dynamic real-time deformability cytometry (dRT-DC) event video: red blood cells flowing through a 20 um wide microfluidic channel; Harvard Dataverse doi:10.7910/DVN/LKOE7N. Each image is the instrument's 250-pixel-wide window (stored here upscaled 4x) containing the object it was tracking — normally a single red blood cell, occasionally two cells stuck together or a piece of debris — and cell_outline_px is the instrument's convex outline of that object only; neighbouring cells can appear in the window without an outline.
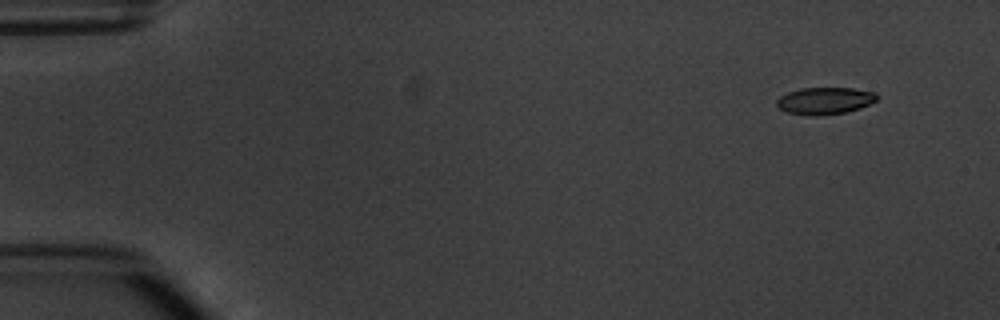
{"species": "common noctule bat (a hibernating species)", "species_latin": "Nyctalus noctula", "temperature_condition": "warm", "stored_images_in_passage": 6, "camera_frame_rate_fps": 3000, "um_per_image_px": 0.085, "animal": {"sex": "male", "body_mass_g": 20.1, "forearm_length_mm": 53.5}, "frame": {"image": 1, "passage_image": 1, "time_ms": 0.0, "image_size_px": [1000, 320], "cell_outline_px": [[880, 96], [876, 100], [860, 108], [844, 112], [816, 116], [812, 116], [788, 112], [780, 108], [776, 104], [776, 100], [780, 96], [788, 92], [800, 88], [852, 88], [876, 92]], "centroid_in_image_um": [70.12, 8.55], "position_along_channel_um": 14.9, "area_um2": 15.72}}
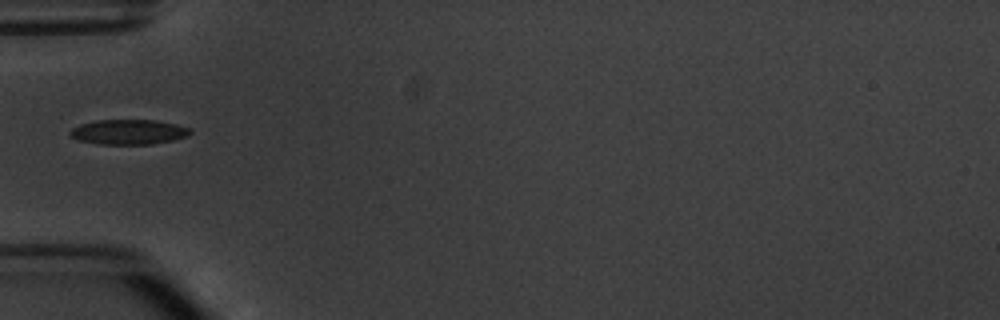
{"frame": {"image": 2, "passage_image": 5, "time_ms": 4.667, "image_size_px": [1000, 320], "cell_outline_px": [[192, 132], [188, 136], [172, 140], [152, 144], [100, 144], [80, 140], [72, 136], [68, 132], [72, 128], [80, 124], [96, 120], [156, 120], [176, 124], [192, 128]], "centroid_in_image_um": [10.97, 11.21], "position_along_channel_um": 74.0, "area_um2": 17.46}}